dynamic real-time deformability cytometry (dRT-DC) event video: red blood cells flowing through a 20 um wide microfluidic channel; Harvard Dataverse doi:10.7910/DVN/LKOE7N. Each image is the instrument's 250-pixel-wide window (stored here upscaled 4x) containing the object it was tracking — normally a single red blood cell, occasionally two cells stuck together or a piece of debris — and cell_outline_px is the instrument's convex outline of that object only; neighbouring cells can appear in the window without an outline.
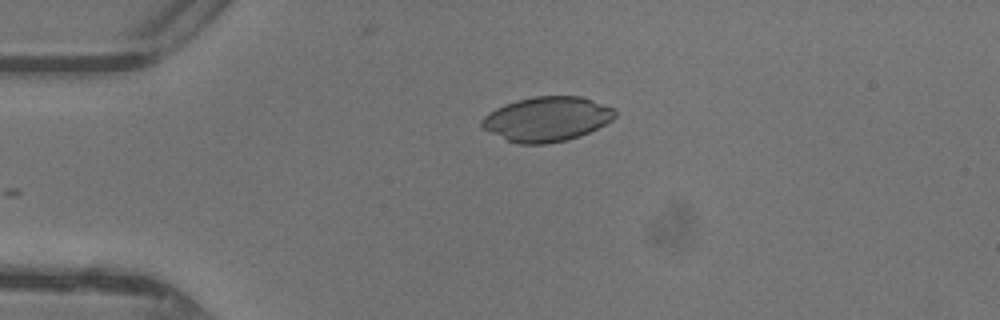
{"species": "common noctule bat (a hibernating species)", "species_latin": "Nyctalus noctula", "temperature_condition": "warm", "stored_images_in_passage": 30, "camera_frame_rate_fps": 3000, "um_per_image_px": 0.085, "animal": {"sex": "female"}, "frame": {"image": 1, "passage_image": 1, "time_ms": 0.0, "image_size_px": [1000, 320], "cell_outline_px": [[616, 116], [612, 120], [580, 136], [568, 140], [548, 144], [520, 144], [508, 140], [484, 128], [480, 124], [480, 120], [488, 112], [504, 104], [516, 100], [532, 96], [580, 96], [616, 108]], "centroid_in_image_um": [46.5, 10.11], "position_along_channel_um": 38.5, "area_um2": 34.62}}
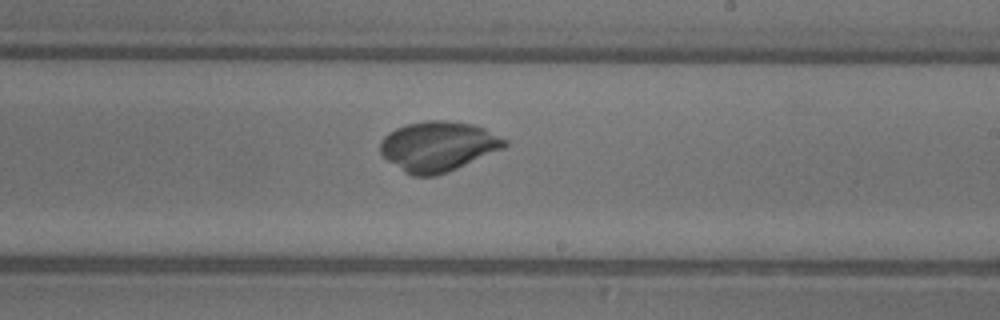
{"frame": {"image": 2, "passage_image": 18, "time_ms": 5.667, "image_size_px": [1000, 320], "cell_outline_px": [[508, 144], [504, 148], [448, 172], [436, 176], [412, 176], [404, 172], [388, 160], [380, 152], [380, 140], [388, 132], [396, 128], [408, 124], [424, 120], [444, 120], [472, 124], [484, 128], [508, 140]], "centroid_in_image_um": [37.23, 12.44], "position_along_channel_um": 251.8, "area_um2": 36.24}}
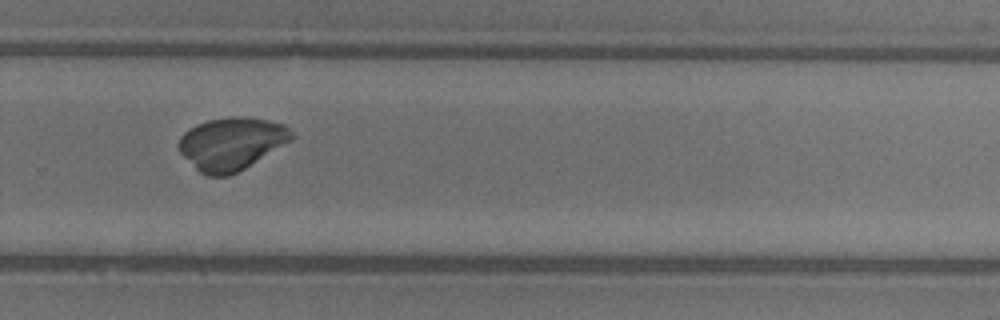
{"frame": {"image": 3, "passage_image": 22, "time_ms": 7.0, "image_size_px": [1000, 320], "cell_outline_px": [[296, 136], [292, 140], [244, 168], [228, 176], [208, 176], [200, 172], [180, 152], [180, 136], [188, 128], [196, 124], [208, 120], [236, 116], [240, 116], [268, 120], [284, 124]], "centroid_in_image_um": [19.69, 12.19], "position_along_channel_um": 310.1, "area_um2": 34.22}}